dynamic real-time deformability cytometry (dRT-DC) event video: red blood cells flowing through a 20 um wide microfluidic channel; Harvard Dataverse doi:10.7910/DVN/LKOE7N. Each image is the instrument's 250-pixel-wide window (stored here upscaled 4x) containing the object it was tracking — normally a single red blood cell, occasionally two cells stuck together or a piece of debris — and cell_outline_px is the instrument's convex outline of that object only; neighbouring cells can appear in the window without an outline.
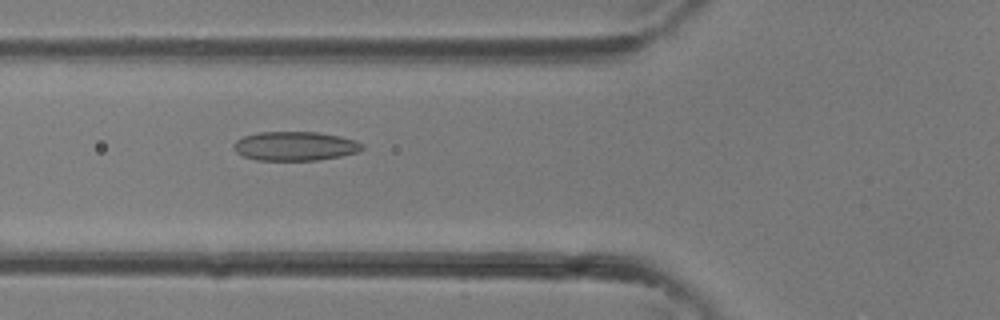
{"species": "common noctule bat (a hibernating species)", "species_latin": "Nyctalus noctula", "temperature_condition": "room temperature", "stored_images_in_passage": 37, "camera_frame_rate_fps": 3000, "um_per_image_px": 0.085, "animal": {"sex": "female"}, "frame": {"image": 1, "passage_image": 14, "time_ms": 4.333, "image_size_px": [1000, 320], "cell_outline_px": [[364, 148], [360, 152], [340, 156], [316, 160], [256, 160], [244, 156], [236, 152], [232, 148], [232, 144], [236, 140], [244, 136], [260, 132], [320, 132], [340, 136], [356, 140], [364, 144]], "centroid_in_image_um": [25.1, 12.41], "position_along_channel_um": 100.7, "area_um2": 21.96}}
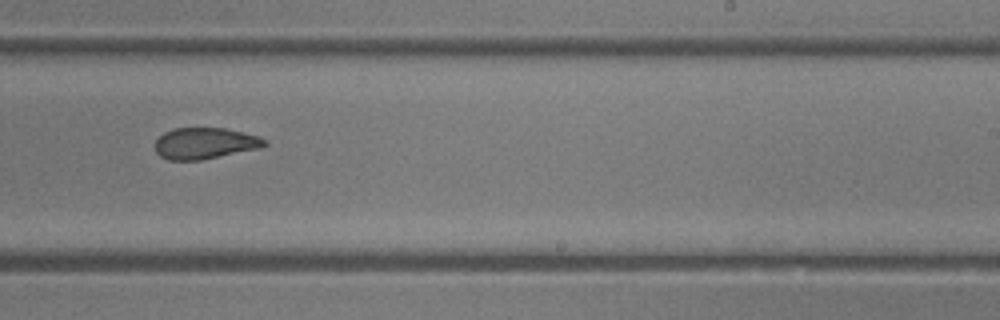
{"frame": {"image": 2, "passage_image": 23, "time_ms": 7.333, "image_size_px": [1000, 320], "cell_outline_px": [[268, 144], [260, 148], [200, 160], [168, 160], [160, 156], [156, 152], [156, 140], [164, 132], [172, 128], [224, 128], [256, 136], [268, 140]], "centroid_in_image_um": [17.4, 12.18], "position_along_channel_um": 271.6, "area_um2": 19.83}}
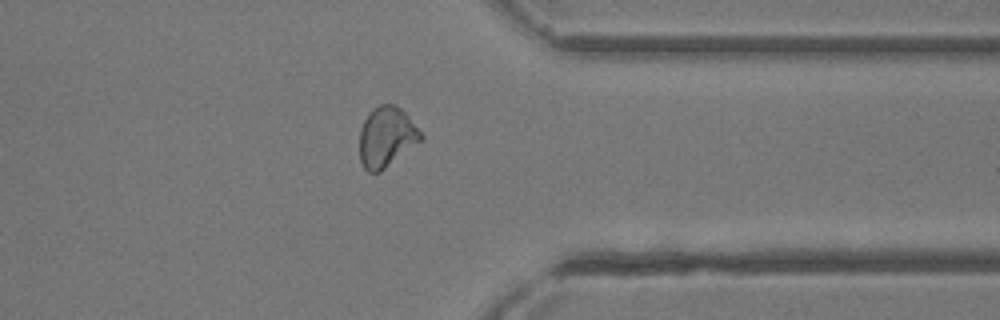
{"frame": {"image": 3, "passage_image": 29, "time_ms": 9.333, "image_size_px": [1000, 320], "cell_outline_px": [[424, 140], [380, 172], [368, 172], [364, 168], [360, 160], [360, 128], [368, 112], [372, 108], [380, 104], [392, 104], [400, 108], [408, 116], [424, 136]], "centroid_in_image_um": [32.86, 11.65], "position_along_channel_um": 378.5, "area_um2": 21.73}}